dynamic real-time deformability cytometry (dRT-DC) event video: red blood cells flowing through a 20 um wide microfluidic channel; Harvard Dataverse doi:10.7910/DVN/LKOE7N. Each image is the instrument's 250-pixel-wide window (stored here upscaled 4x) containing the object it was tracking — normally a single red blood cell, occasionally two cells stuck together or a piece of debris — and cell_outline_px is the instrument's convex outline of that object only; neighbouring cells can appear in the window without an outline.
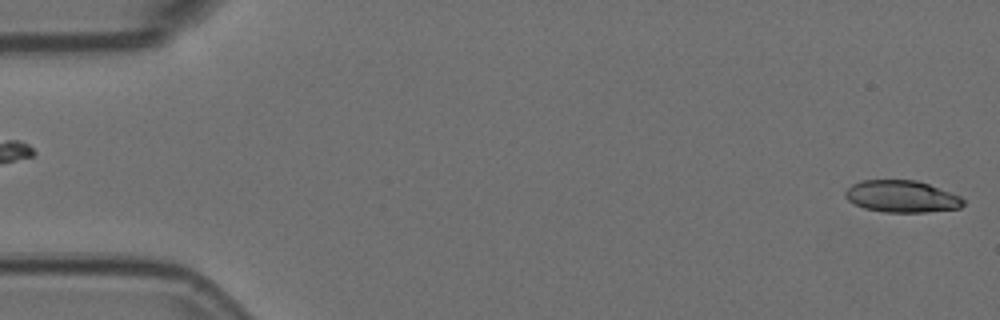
{"species": "Egyptian fruit bat (a non-hibernating species)", "species_latin": "Rousettus aegyptiacus", "temperature_condition": "room temperature", "stored_images_in_passage": 4, "segment_of_instrument_passage": [2, 2], "camera_frame_rate_fps": 3000, "um_per_image_px": 0.085, "animal": {"sex": "female"}, "frame": {"image": 1, "passage_image": 4, "time_ms": 1.0, "image_size_px": [1000, 320], "cell_outline_px": [[964, 204], [960, 208], [928, 212], [884, 212], [864, 208], [848, 200], [844, 196], [844, 192], [852, 184], [860, 180], [916, 180], [928, 184], [960, 196], [964, 200]], "centroid_in_image_um": [76.63, 16.7], "position_along_channel_um": 8.4, "area_um2": 21.91}}